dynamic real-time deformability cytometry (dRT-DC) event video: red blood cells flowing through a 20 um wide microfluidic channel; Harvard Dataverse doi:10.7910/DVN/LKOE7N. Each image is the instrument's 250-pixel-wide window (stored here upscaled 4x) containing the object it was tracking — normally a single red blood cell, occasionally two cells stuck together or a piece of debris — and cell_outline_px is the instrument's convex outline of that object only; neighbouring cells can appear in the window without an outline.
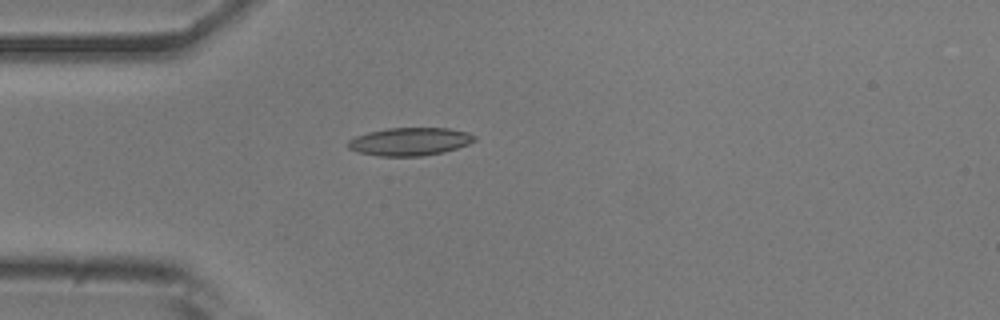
{"species": "common noctule bat (a hibernating species)", "species_latin": "Nyctalus noctula", "temperature_condition": "room temperature", "stored_images_in_passage": 52, "camera_frame_rate_fps": 3000, "um_per_image_px": 0.085, "animal": {"sex": "male", "body_mass_g": 20.5, "forearm_length_mm": 52.5}, "frame": {"image": 1, "passage_image": 14, "time_ms": 4.333, "image_size_px": [1000, 320], "cell_outline_px": [[476, 140], [468, 144], [444, 152], [424, 156], [380, 156], [360, 152], [348, 148], [348, 140], [356, 136], [368, 132], [388, 128], [448, 128], [468, 132], [476, 136]], "centroid_in_image_um": [34.86, 12.03], "position_along_channel_um": 50.1, "area_um2": 20.58}}
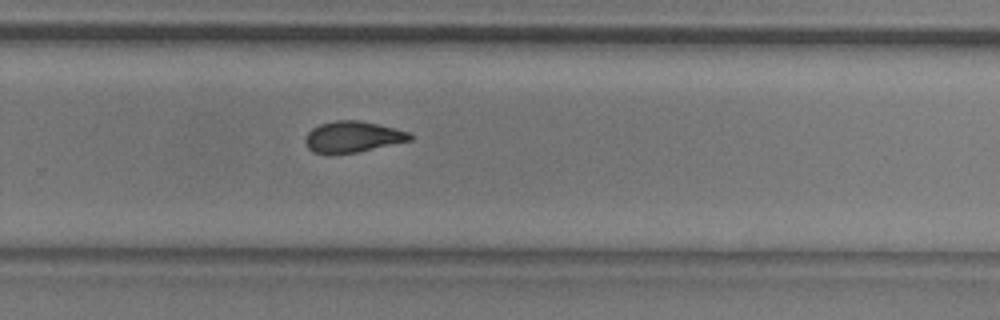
{"frame": {"image": 2, "passage_image": 34, "time_ms": 11.0, "image_size_px": [1000, 320], "cell_outline_px": [[412, 140], [356, 152], [332, 156], [328, 156], [312, 152], [304, 144], [304, 136], [312, 128], [320, 124], [336, 120], [360, 120], [412, 132]], "centroid_in_image_um": [29.92, 11.65], "position_along_channel_um": 299.9, "area_um2": 19.48}}
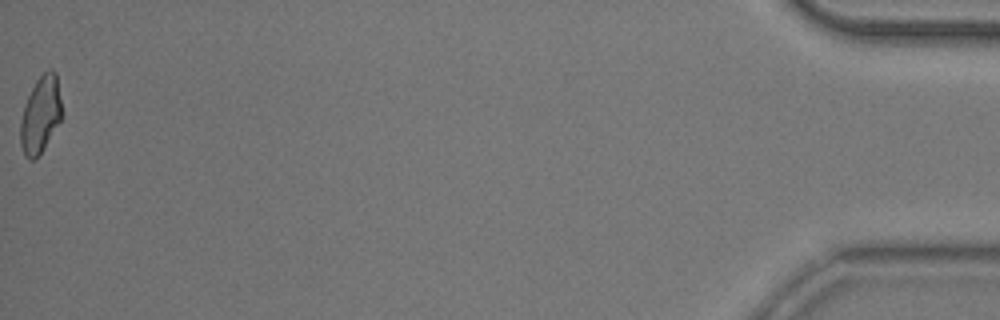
{"frame": {"image": 3, "passage_image": 52, "time_ms": 17.0, "image_size_px": [1000, 320], "cell_outline_px": [[60, 120], [44, 148], [32, 160], [28, 160], [24, 156], [20, 144], [20, 124], [24, 104], [36, 80], [48, 68], [52, 68], [56, 72], [60, 100]], "centroid_in_image_um": [3.41, 9.74], "position_along_channel_um": 431.8, "area_um2": 18.21}, "authors_computed_cell_mechanics": {"area_um2": 19.2763, "velocity_mm_per_s": 3.8811, "shape_relaxation_time_tau1_ms": 5.5938, "shape_relaxation_time_tau2_ms": 2.5381, "deformation_change_tau1": 0.1589, "deformation_change_tau2": 0.0924}}